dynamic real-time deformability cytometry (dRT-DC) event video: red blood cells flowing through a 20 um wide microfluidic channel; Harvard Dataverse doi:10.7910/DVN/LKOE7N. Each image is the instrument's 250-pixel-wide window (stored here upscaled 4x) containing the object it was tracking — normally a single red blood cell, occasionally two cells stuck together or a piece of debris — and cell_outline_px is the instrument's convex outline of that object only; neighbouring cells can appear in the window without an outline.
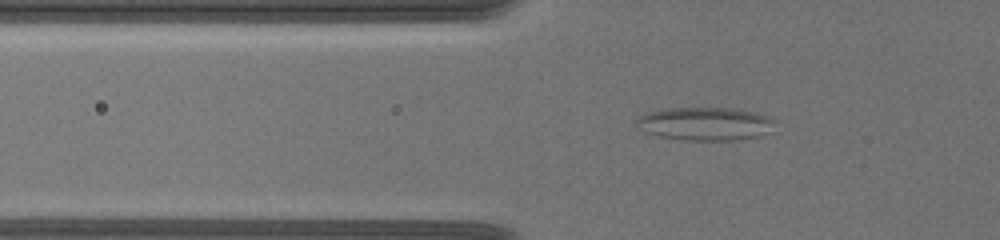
{"species": "common noctule bat (a hibernating species)", "species_latin": "Nyctalus noctula", "temperature_condition": "warm", "stored_images_in_passage": 41, "camera_frame_rate_fps": 3000, "um_per_image_px": 0.085, "animal": {"sex": "female", "body_mass_g": 19.5, "forearm_length_mm": 54.1}, "frame": {"image": 1, "passage_image": 13, "time_ms": 7.0, "image_size_px": [1000, 240], "cell_outline_px": [[776, 120], [768, 132], [760, 136], [732, 140], [684, 140], [660, 136], [644, 132], [636, 120], [640, 116], [648, 112], [668, 108], [732, 108], [756, 112], [768, 116]], "centroid_in_image_um": [59.97, 10.51], "position_along_channel_um": 65.8, "area_um2": 26.59}}
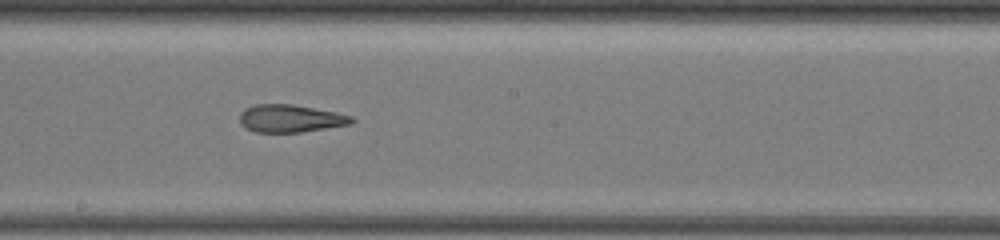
{"frame": {"image": 2, "passage_image": 24, "time_ms": 11.667, "image_size_px": [1000, 240], "cell_outline_px": [[356, 120], [348, 124], [300, 132], [256, 132], [244, 128], [240, 124], [240, 112], [256, 104], [292, 104], [336, 112], [352, 116]], "centroid_in_image_um": [24.65, 10.07], "position_along_channel_um": 223.5, "area_um2": 17.86}}
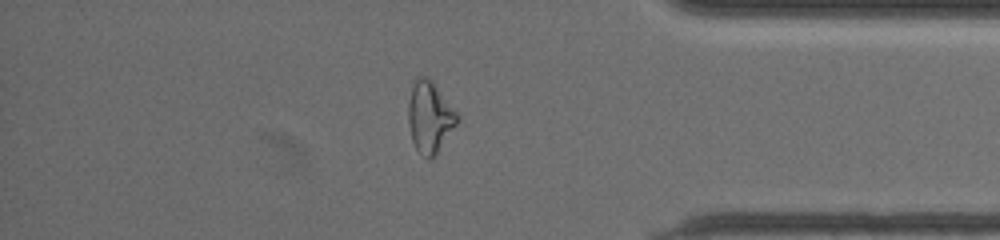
{"frame": {"image": 3, "passage_image": 37, "time_ms": 17.0, "image_size_px": [1000, 240], "cell_outline_px": [[460, 116], [456, 124], [436, 152], [428, 160], [416, 148], [412, 140], [408, 120], [408, 104], [412, 88], [416, 80], [420, 76], [424, 76], [432, 80]], "centroid_in_image_um": [36.52, 9.92], "position_along_channel_um": 398.7, "area_um2": 19.71}}